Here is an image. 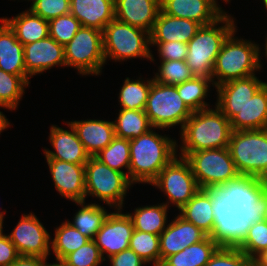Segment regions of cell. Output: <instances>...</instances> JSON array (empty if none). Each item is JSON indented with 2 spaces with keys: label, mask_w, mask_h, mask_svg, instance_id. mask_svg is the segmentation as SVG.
Here are the masks:
<instances>
[{
  "label": "cell",
  "mask_w": 267,
  "mask_h": 266,
  "mask_svg": "<svg viewBox=\"0 0 267 266\" xmlns=\"http://www.w3.org/2000/svg\"><path fill=\"white\" fill-rule=\"evenodd\" d=\"M177 155L189 163L201 189L221 190L236 201H246L250 186L238 173L228 147Z\"/></svg>",
  "instance_id": "1"
},
{
  "label": "cell",
  "mask_w": 267,
  "mask_h": 266,
  "mask_svg": "<svg viewBox=\"0 0 267 266\" xmlns=\"http://www.w3.org/2000/svg\"><path fill=\"white\" fill-rule=\"evenodd\" d=\"M236 200L221 190L200 189L179 211L208 236L231 241L232 210Z\"/></svg>",
  "instance_id": "2"
},
{
  "label": "cell",
  "mask_w": 267,
  "mask_h": 266,
  "mask_svg": "<svg viewBox=\"0 0 267 266\" xmlns=\"http://www.w3.org/2000/svg\"><path fill=\"white\" fill-rule=\"evenodd\" d=\"M156 129L153 127L138 138L129 140V180L133 185L151 184L179 152L178 142L166 134L160 135Z\"/></svg>",
  "instance_id": "3"
},
{
  "label": "cell",
  "mask_w": 267,
  "mask_h": 266,
  "mask_svg": "<svg viewBox=\"0 0 267 266\" xmlns=\"http://www.w3.org/2000/svg\"><path fill=\"white\" fill-rule=\"evenodd\" d=\"M233 130L230 120L215 105L193 112L180 131L179 153L225 148Z\"/></svg>",
  "instance_id": "4"
},
{
  "label": "cell",
  "mask_w": 267,
  "mask_h": 266,
  "mask_svg": "<svg viewBox=\"0 0 267 266\" xmlns=\"http://www.w3.org/2000/svg\"><path fill=\"white\" fill-rule=\"evenodd\" d=\"M234 29L223 42L212 71L214 87L261 72V47L257 42L235 36ZM260 46V47H259Z\"/></svg>",
  "instance_id": "5"
},
{
  "label": "cell",
  "mask_w": 267,
  "mask_h": 266,
  "mask_svg": "<svg viewBox=\"0 0 267 266\" xmlns=\"http://www.w3.org/2000/svg\"><path fill=\"white\" fill-rule=\"evenodd\" d=\"M235 23L234 17L225 13L214 23L202 26L188 42L185 61L195 76L211 78L223 42L237 28Z\"/></svg>",
  "instance_id": "6"
},
{
  "label": "cell",
  "mask_w": 267,
  "mask_h": 266,
  "mask_svg": "<svg viewBox=\"0 0 267 266\" xmlns=\"http://www.w3.org/2000/svg\"><path fill=\"white\" fill-rule=\"evenodd\" d=\"M228 149L238 173L249 186L267 181V128L233 131Z\"/></svg>",
  "instance_id": "7"
},
{
  "label": "cell",
  "mask_w": 267,
  "mask_h": 266,
  "mask_svg": "<svg viewBox=\"0 0 267 266\" xmlns=\"http://www.w3.org/2000/svg\"><path fill=\"white\" fill-rule=\"evenodd\" d=\"M103 52L107 60L117 62L140 58L155 62L147 31L113 19L103 30Z\"/></svg>",
  "instance_id": "8"
},
{
  "label": "cell",
  "mask_w": 267,
  "mask_h": 266,
  "mask_svg": "<svg viewBox=\"0 0 267 266\" xmlns=\"http://www.w3.org/2000/svg\"><path fill=\"white\" fill-rule=\"evenodd\" d=\"M132 185L124 173L111 169L96 157H89L85 164V200L91 196L115 210L123 209Z\"/></svg>",
  "instance_id": "9"
},
{
  "label": "cell",
  "mask_w": 267,
  "mask_h": 266,
  "mask_svg": "<svg viewBox=\"0 0 267 266\" xmlns=\"http://www.w3.org/2000/svg\"><path fill=\"white\" fill-rule=\"evenodd\" d=\"M152 127L159 130L181 126L192 115V111L179 96L176 86L152 81L151 89L144 109Z\"/></svg>",
  "instance_id": "10"
},
{
  "label": "cell",
  "mask_w": 267,
  "mask_h": 266,
  "mask_svg": "<svg viewBox=\"0 0 267 266\" xmlns=\"http://www.w3.org/2000/svg\"><path fill=\"white\" fill-rule=\"evenodd\" d=\"M66 67L74 68L82 76H99L105 63L103 31L83 27L64 46Z\"/></svg>",
  "instance_id": "11"
},
{
  "label": "cell",
  "mask_w": 267,
  "mask_h": 266,
  "mask_svg": "<svg viewBox=\"0 0 267 266\" xmlns=\"http://www.w3.org/2000/svg\"><path fill=\"white\" fill-rule=\"evenodd\" d=\"M231 241L251 259L267 249V222L246 201L233 206Z\"/></svg>",
  "instance_id": "12"
},
{
  "label": "cell",
  "mask_w": 267,
  "mask_h": 266,
  "mask_svg": "<svg viewBox=\"0 0 267 266\" xmlns=\"http://www.w3.org/2000/svg\"><path fill=\"white\" fill-rule=\"evenodd\" d=\"M163 192L169 208L173 205L180 210L201 189L192 173L189 163L176 156L150 184ZM171 204V205H170Z\"/></svg>",
  "instance_id": "13"
},
{
  "label": "cell",
  "mask_w": 267,
  "mask_h": 266,
  "mask_svg": "<svg viewBox=\"0 0 267 266\" xmlns=\"http://www.w3.org/2000/svg\"><path fill=\"white\" fill-rule=\"evenodd\" d=\"M14 227L7 235L19 255L48 258L51 254V236L33 212L22 214Z\"/></svg>",
  "instance_id": "14"
},
{
  "label": "cell",
  "mask_w": 267,
  "mask_h": 266,
  "mask_svg": "<svg viewBox=\"0 0 267 266\" xmlns=\"http://www.w3.org/2000/svg\"><path fill=\"white\" fill-rule=\"evenodd\" d=\"M122 211V209H116V211L114 209V212L110 211L94 238L104 260L129 249L134 227L130 217Z\"/></svg>",
  "instance_id": "15"
},
{
  "label": "cell",
  "mask_w": 267,
  "mask_h": 266,
  "mask_svg": "<svg viewBox=\"0 0 267 266\" xmlns=\"http://www.w3.org/2000/svg\"><path fill=\"white\" fill-rule=\"evenodd\" d=\"M265 83L256 75L223 83L215 88L214 104L231 120Z\"/></svg>",
  "instance_id": "16"
},
{
  "label": "cell",
  "mask_w": 267,
  "mask_h": 266,
  "mask_svg": "<svg viewBox=\"0 0 267 266\" xmlns=\"http://www.w3.org/2000/svg\"><path fill=\"white\" fill-rule=\"evenodd\" d=\"M56 191L63 198L85 201V164H74L57 159H46Z\"/></svg>",
  "instance_id": "17"
},
{
  "label": "cell",
  "mask_w": 267,
  "mask_h": 266,
  "mask_svg": "<svg viewBox=\"0 0 267 266\" xmlns=\"http://www.w3.org/2000/svg\"><path fill=\"white\" fill-rule=\"evenodd\" d=\"M23 50L28 79L43 74L52 67H66L64 46L50 36L23 45Z\"/></svg>",
  "instance_id": "18"
},
{
  "label": "cell",
  "mask_w": 267,
  "mask_h": 266,
  "mask_svg": "<svg viewBox=\"0 0 267 266\" xmlns=\"http://www.w3.org/2000/svg\"><path fill=\"white\" fill-rule=\"evenodd\" d=\"M69 130L51 125L49 133V143L54 151L44 148L45 159H57L74 164H86L89 155L84 149L82 142L79 140L73 126L66 122Z\"/></svg>",
  "instance_id": "19"
},
{
  "label": "cell",
  "mask_w": 267,
  "mask_h": 266,
  "mask_svg": "<svg viewBox=\"0 0 267 266\" xmlns=\"http://www.w3.org/2000/svg\"><path fill=\"white\" fill-rule=\"evenodd\" d=\"M208 235L193 223L186 221L178 213L159 235L160 264L168 256L182 251L188 246L201 242Z\"/></svg>",
  "instance_id": "20"
},
{
  "label": "cell",
  "mask_w": 267,
  "mask_h": 266,
  "mask_svg": "<svg viewBox=\"0 0 267 266\" xmlns=\"http://www.w3.org/2000/svg\"><path fill=\"white\" fill-rule=\"evenodd\" d=\"M160 9V0H114L115 19L149 34Z\"/></svg>",
  "instance_id": "21"
},
{
  "label": "cell",
  "mask_w": 267,
  "mask_h": 266,
  "mask_svg": "<svg viewBox=\"0 0 267 266\" xmlns=\"http://www.w3.org/2000/svg\"><path fill=\"white\" fill-rule=\"evenodd\" d=\"M85 151L90 157H95L116 137L113 121L101 119L69 121Z\"/></svg>",
  "instance_id": "22"
},
{
  "label": "cell",
  "mask_w": 267,
  "mask_h": 266,
  "mask_svg": "<svg viewBox=\"0 0 267 266\" xmlns=\"http://www.w3.org/2000/svg\"><path fill=\"white\" fill-rule=\"evenodd\" d=\"M202 25L196 21L176 18L161 9L150 32V42L177 41L188 44Z\"/></svg>",
  "instance_id": "23"
},
{
  "label": "cell",
  "mask_w": 267,
  "mask_h": 266,
  "mask_svg": "<svg viewBox=\"0 0 267 266\" xmlns=\"http://www.w3.org/2000/svg\"><path fill=\"white\" fill-rule=\"evenodd\" d=\"M160 8L170 16L190 19L202 26L214 23L223 15L209 0H160Z\"/></svg>",
  "instance_id": "24"
},
{
  "label": "cell",
  "mask_w": 267,
  "mask_h": 266,
  "mask_svg": "<svg viewBox=\"0 0 267 266\" xmlns=\"http://www.w3.org/2000/svg\"><path fill=\"white\" fill-rule=\"evenodd\" d=\"M70 13L81 26L103 31L115 18L114 0H70Z\"/></svg>",
  "instance_id": "25"
},
{
  "label": "cell",
  "mask_w": 267,
  "mask_h": 266,
  "mask_svg": "<svg viewBox=\"0 0 267 266\" xmlns=\"http://www.w3.org/2000/svg\"><path fill=\"white\" fill-rule=\"evenodd\" d=\"M233 131L267 128V82L231 120Z\"/></svg>",
  "instance_id": "26"
},
{
  "label": "cell",
  "mask_w": 267,
  "mask_h": 266,
  "mask_svg": "<svg viewBox=\"0 0 267 266\" xmlns=\"http://www.w3.org/2000/svg\"><path fill=\"white\" fill-rule=\"evenodd\" d=\"M0 22V69L10 74L27 76L23 44L2 18Z\"/></svg>",
  "instance_id": "27"
},
{
  "label": "cell",
  "mask_w": 267,
  "mask_h": 266,
  "mask_svg": "<svg viewBox=\"0 0 267 266\" xmlns=\"http://www.w3.org/2000/svg\"><path fill=\"white\" fill-rule=\"evenodd\" d=\"M223 243L221 238L207 236L201 242L166 257L160 266H205Z\"/></svg>",
  "instance_id": "28"
},
{
  "label": "cell",
  "mask_w": 267,
  "mask_h": 266,
  "mask_svg": "<svg viewBox=\"0 0 267 266\" xmlns=\"http://www.w3.org/2000/svg\"><path fill=\"white\" fill-rule=\"evenodd\" d=\"M14 31L16 38L23 45L33 43L49 36L47 20L34 14L27 8L14 17H1Z\"/></svg>",
  "instance_id": "29"
},
{
  "label": "cell",
  "mask_w": 267,
  "mask_h": 266,
  "mask_svg": "<svg viewBox=\"0 0 267 266\" xmlns=\"http://www.w3.org/2000/svg\"><path fill=\"white\" fill-rule=\"evenodd\" d=\"M80 208L75 212L73 220L69 222L82 235L94 240L96 233L102 227L103 222L110 214L108 210L100 204L88 203L86 201L74 202Z\"/></svg>",
  "instance_id": "30"
},
{
  "label": "cell",
  "mask_w": 267,
  "mask_h": 266,
  "mask_svg": "<svg viewBox=\"0 0 267 266\" xmlns=\"http://www.w3.org/2000/svg\"><path fill=\"white\" fill-rule=\"evenodd\" d=\"M169 207L164 203L146 205L134 208L133 213H127L133 223L134 230L160 235L168 223Z\"/></svg>",
  "instance_id": "31"
},
{
  "label": "cell",
  "mask_w": 267,
  "mask_h": 266,
  "mask_svg": "<svg viewBox=\"0 0 267 266\" xmlns=\"http://www.w3.org/2000/svg\"><path fill=\"white\" fill-rule=\"evenodd\" d=\"M116 118L113 124L118 138L132 140L153 128L144 110L120 109Z\"/></svg>",
  "instance_id": "32"
},
{
  "label": "cell",
  "mask_w": 267,
  "mask_h": 266,
  "mask_svg": "<svg viewBox=\"0 0 267 266\" xmlns=\"http://www.w3.org/2000/svg\"><path fill=\"white\" fill-rule=\"evenodd\" d=\"M210 86L214 88L212 78L194 76L179 85H176L179 96L192 112L210 107L205 101L210 93Z\"/></svg>",
  "instance_id": "33"
},
{
  "label": "cell",
  "mask_w": 267,
  "mask_h": 266,
  "mask_svg": "<svg viewBox=\"0 0 267 266\" xmlns=\"http://www.w3.org/2000/svg\"><path fill=\"white\" fill-rule=\"evenodd\" d=\"M139 78V79H138ZM131 79L126 77L119 91L118 104L121 109L128 110H144L147 98L151 89V84L154 78H146V80L138 77Z\"/></svg>",
  "instance_id": "34"
},
{
  "label": "cell",
  "mask_w": 267,
  "mask_h": 266,
  "mask_svg": "<svg viewBox=\"0 0 267 266\" xmlns=\"http://www.w3.org/2000/svg\"><path fill=\"white\" fill-rule=\"evenodd\" d=\"M90 239L82 235L67 220L55 228L54 238H51V249L55 259L63 260L68 254L74 252Z\"/></svg>",
  "instance_id": "35"
},
{
  "label": "cell",
  "mask_w": 267,
  "mask_h": 266,
  "mask_svg": "<svg viewBox=\"0 0 267 266\" xmlns=\"http://www.w3.org/2000/svg\"><path fill=\"white\" fill-rule=\"evenodd\" d=\"M95 157L111 169L124 173L129 179V139L115 137L113 141L102 149ZM124 168L127 170L126 172Z\"/></svg>",
  "instance_id": "36"
},
{
  "label": "cell",
  "mask_w": 267,
  "mask_h": 266,
  "mask_svg": "<svg viewBox=\"0 0 267 266\" xmlns=\"http://www.w3.org/2000/svg\"><path fill=\"white\" fill-rule=\"evenodd\" d=\"M30 82L27 76L10 74L0 69V105L17 110Z\"/></svg>",
  "instance_id": "37"
},
{
  "label": "cell",
  "mask_w": 267,
  "mask_h": 266,
  "mask_svg": "<svg viewBox=\"0 0 267 266\" xmlns=\"http://www.w3.org/2000/svg\"><path fill=\"white\" fill-rule=\"evenodd\" d=\"M129 249L133 250L148 265L160 266V239L154 235L134 230L129 242Z\"/></svg>",
  "instance_id": "38"
},
{
  "label": "cell",
  "mask_w": 267,
  "mask_h": 266,
  "mask_svg": "<svg viewBox=\"0 0 267 266\" xmlns=\"http://www.w3.org/2000/svg\"><path fill=\"white\" fill-rule=\"evenodd\" d=\"M158 67L153 78L161 84L176 86L195 76L185 60L160 61Z\"/></svg>",
  "instance_id": "39"
},
{
  "label": "cell",
  "mask_w": 267,
  "mask_h": 266,
  "mask_svg": "<svg viewBox=\"0 0 267 266\" xmlns=\"http://www.w3.org/2000/svg\"><path fill=\"white\" fill-rule=\"evenodd\" d=\"M253 259L242 252L232 241L224 242L205 266H251Z\"/></svg>",
  "instance_id": "40"
},
{
  "label": "cell",
  "mask_w": 267,
  "mask_h": 266,
  "mask_svg": "<svg viewBox=\"0 0 267 266\" xmlns=\"http://www.w3.org/2000/svg\"><path fill=\"white\" fill-rule=\"evenodd\" d=\"M49 36L62 46L69 43L81 28V23L71 13L48 21Z\"/></svg>",
  "instance_id": "41"
},
{
  "label": "cell",
  "mask_w": 267,
  "mask_h": 266,
  "mask_svg": "<svg viewBox=\"0 0 267 266\" xmlns=\"http://www.w3.org/2000/svg\"><path fill=\"white\" fill-rule=\"evenodd\" d=\"M70 266H100L105 260L94 240H89L83 246L68 254L64 259Z\"/></svg>",
  "instance_id": "42"
},
{
  "label": "cell",
  "mask_w": 267,
  "mask_h": 266,
  "mask_svg": "<svg viewBox=\"0 0 267 266\" xmlns=\"http://www.w3.org/2000/svg\"><path fill=\"white\" fill-rule=\"evenodd\" d=\"M30 3L28 9L47 21L70 13V0H31Z\"/></svg>",
  "instance_id": "43"
},
{
  "label": "cell",
  "mask_w": 267,
  "mask_h": 266,
  "mask_svg": "<svg viewBox=\"0 0 267 266\" xmlns=\"http://www.w3.org/2000/svg\"><path fill=\"white\" fill-rule=\"evenodd\" d=\"M150 46H157V53L160 61L186 60L188 47L186 43L169 42H150Z\"/></svg>",
  "instance_id": "44"
},
{
  "label": "cell",
  "mask_w": 267,
  "mask_h": 266,
  "mask_svg": "<svg viewBox=\"0 0 267 266\" xmlns=\"http://www.w3.org/2000/svg\"><path fill=\"white\" fill-rule=\"evenodd\" d=\"M246 202L267 222V181L253 183Z\"/></svg>",
  "instance_id": "45"
},
{
  "label": "cell",
  "mask_w": 267,
  "mask_h": 266,
  "mask_svg": "<svg viewBox=\"0 0 267 266\" xmlns=\"http://www.w3.org/2000/svg\"><path fill=\"white\" fill-rule=\"evenodd\" d=\"M111 266H145L147 263L141 259L133 250L126 249L114 254L108 259Z\"/></svg>",
  "instance_id": "46"
},
{
  "label": "cell",
  "mask_w": 267,
  "mask_h": 266,
  "mask_svg": "<svg viewBox=\"0 0 267 266\" xmlns=\"http://www.w3.org/2000/svg\"><path fill=\"white\" fill-rule=\"evenodd\" d=\"M3 232H0V266H9L19 254L9 236Z\"/></svg>",
  "instance_id": "47"
},
{
  "label": "cell",
  "mask_w": 267,
  "mask_h": 266,
  "mask_svg": "<svg viewBox=\"0 0 267 266\" xmlns=\"http://www.w3.org/2000/svg\"><path fill=\"white\" fill-rule=\"evenodd\" d=\"M47 260L40 256L19 255L9 266H49Z\"/></svg>",
  "instance_id": "48"
},
{
  "label": "cell",
  "mask_w": 267,
  "mask_h": 266,
  "mask_svg": "<svg viewBox=\"0 0 267 266\" xmlns=\"http://www.w3.org/2000/svg\"><path fill=\"white\" fill-rule=\"evenodd\" d=\"M0 108H4V109H8L10 111H12L13 109L7 107V106H3L0 105ZM9 122L8 118H6L5 114H3L2 111H0V134L6 130L8 127L12 126V124Z\"/></svg>",
  "instance_id": "49"
},
{
  "label": "cell",
  "mask_w": 267,
  "mask_h": 266,
  "mask_svg": "<svg viewBox=\"0 0 267 266\" xmlns=\"http://www.w3.org/2000/svg\"><path fill=\"white\" fill-rule=\"evenodd\" d=\"M259 264L267 265V249L263 250L254 258Z\"/></svg>",
  "instance_id": "50"
},
{
  "label": "cell",
  "mask_w": 267,
  "mask_h": 266,
  "mask_svg": "<svg viewBox=\"0 0 267 266\" xmlns=\"http://www.w3.org/2000/svg\"><path fill=\"white\" fill-rule=\"evenodd\" d=\"M222 14L228 13L226 11H224V9H222V7L218 4V0H209ZM225 3L226 0H223Z\"/></svg>",
  "instance_id": "51"
},
{
  "label": "cell",
  "mask_w": 267,
  "mask_h": 266,
  "mask_svg": "<svg viewBox=\"0 0 267 266\" xmlns=\"http://www.w3.org/2000/svg\"><path fill=\"white\" fill-rule=\"evenodd\" d=\"M55 263H49V266H70L68 265L66 262H64L63 260L60 259H55Z\"/></svg>",
  "instance_id": "52"
},
{
  "label": "cell",
  "mask_w": 267,
  "mask_h": 266,
  "mask_svg": "<svg viewBox=\"0 0 267 266\" xmlns=\"http://www.w3.org/2000/svg\"><path fill=\"white\" fill-rule=\"evenodd\" d=\"M265 44L263 45L264 46V57H266L267 58V34H266V38H265ZM267 60V59H266Z\"/></svg>",
  "instance_id": "53"
},
{
  "label": "cell",
  "mask_w": 267,
  "mask_h": 266,
  "mask_svg": "<svg viewBox=\"0 0 267 266\" xmlns=\"http://www.w3.org/2000/svg\"><path fill=\"white\" fill-rule=\"evenodd\" d=\"M5 213H6V210L4 211H0V222L3 224L4 223V215H5Z\"/></svg>",
  "instance_id": "54"
},
{
  "label": "cell",
  "mask_w": 267,
  "mask_h": 266,
  "mask_svg": "<svg viewBox=\"0 0 267 266\" xmlns=\"http://www.w3.org/2000/svg\"><path fill=\"white\" fill-rule=\"evenodd\" d=\"M251 266H267V265L259 264L255 259H253Z\"/></svg>",
  "instance_id": "55"
},
{
  "label": "cell",
  "mask_w": 267,
  "mask_h": 266,
  "mask_svg": "<svg viewBox=\"0 0 267 266\" xmlns=\"http://www.w3.org/2000/svg\"><path fill=\"white\" fill-rule=\"evenodd\" d=\"M262 3H263V5L265 6L264 8H265V10H266V12H267V0H262Z\"/></svg>",
  "instance_id": "56"
},
{
  "label": "cell",
  "mask_w": 267,
  "mask_h": 266,
  "mask_svg": "<svg viewBox=\"0 0 267 266\" xmlns=\"http://www.w3.org/2000/svg\"><path fill=\"white\" fill-rule=\"evenodd\" d=\"M4 225L0 222V232L3 230Z\"/></svg>",
  "instance_id": "57"
}]
</instances>
